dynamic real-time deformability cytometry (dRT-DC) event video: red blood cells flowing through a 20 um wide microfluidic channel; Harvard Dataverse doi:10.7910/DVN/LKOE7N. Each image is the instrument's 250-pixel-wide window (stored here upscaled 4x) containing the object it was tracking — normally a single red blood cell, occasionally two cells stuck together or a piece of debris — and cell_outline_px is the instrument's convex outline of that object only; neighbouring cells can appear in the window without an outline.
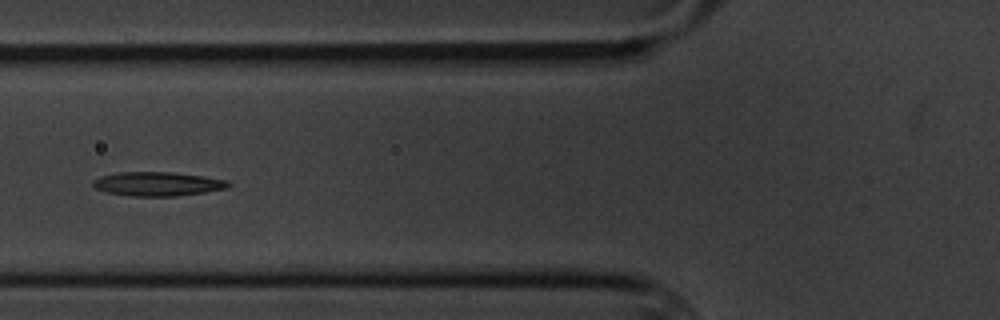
{"species": "common noctule bat (a hibernating species)", "species_latin": "Nyctalus noctula", "temperature_condition": "cold", "stored_images_in_passage": 13, "camera_frame_rate_fps": 3000, "um_per_image_px": 0.085, "animal": {"sex": "male", "body_mass_g": 20.1, "forearm_length_mm": 53.5}, "frame": {"image": 1, "passage_image": 6, "time_ms": 6.667, "image_size_px": [1000, 320], "cell_outline_px": [[232, 184], [228, 188], [204, 192], [176, 196], [128, 196], [104, 192], [96, 188], [92, 184], [92, 180], [100, 176], [120, 172], [172, 172], [204, 176], [228, 180]], "centroid_in_image_um": [13.39, 15.63], "position_along_channel_um": 112.4, "area_um2": 19.13}}
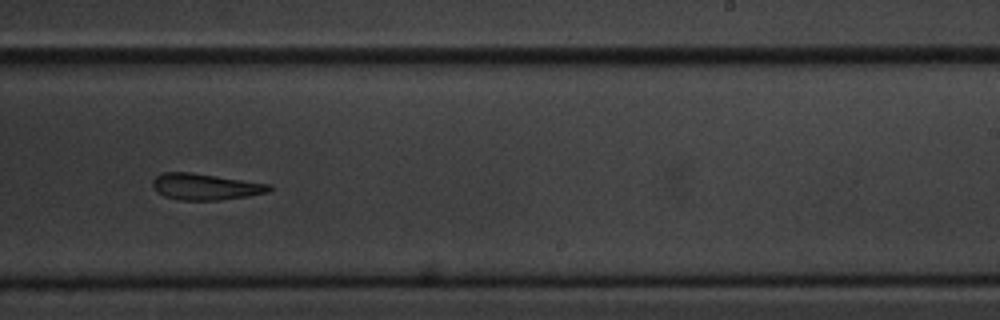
{"frame": {"image": 2, "passage_image": 10, "time_ms": 11.333, "image_size_px": [1000, 320], "cell_outline_px": [[272, 188], [268, 192], [248, 196], [220, 200], [180, 200], [164, 196], [156, 192], [152, 184], [152, 180], [156, 176], [164, 172], [192, 172], [272, 184]], "centroid_in_image_um": [17.46, 15.86], "position_along_channel_um": 271.5, "area_um2": 18.03}}
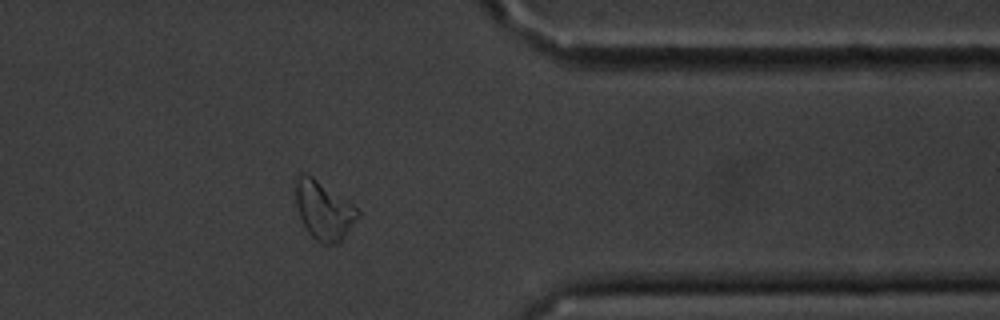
{"frame": {"image": 3, "passage_image": 13, "time_ms": 15.0, "image_size_px": [1000, 320], "cell_outline_px": [[360, 216], [344, 236], [336, 244], [324, 244], [316, 240], [308, 232], [300, 216], [296, 204], [296, 176], [312, 176], [352, 204], [360, 212]], "centroid_in_image_um": [27.53, 17.91], "position_along_channel_um": 383.9, "area_um2": 20.52}, "authors_computed_cell_mechanics": {"area_um2": 18.2648, "velocity_mm_per_s": 3.4173, "shape_relaxation_time_tau1_ms": 10.4428, "shape_relaxation_time_tau2_ms": null, "deformation_change_tau1": 0.1978, "deformation_change_tau2": null}}